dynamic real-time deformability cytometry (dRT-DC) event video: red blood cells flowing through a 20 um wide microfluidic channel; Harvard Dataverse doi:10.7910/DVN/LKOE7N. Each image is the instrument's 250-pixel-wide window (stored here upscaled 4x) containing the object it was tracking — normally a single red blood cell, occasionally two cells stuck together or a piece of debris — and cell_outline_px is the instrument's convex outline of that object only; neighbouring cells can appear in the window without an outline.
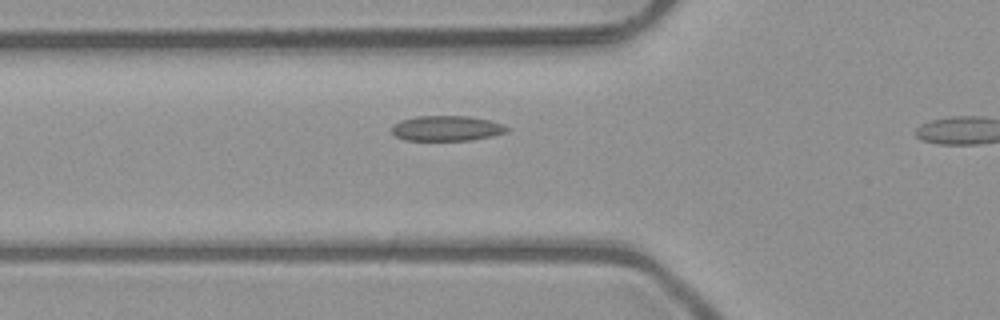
{"species": "common noctule bat (a hibernating species)", "species_latin": "Nyctalus noctula", "temperature_condition": "room temperature", "stored_images_in_passage": 6, "camera_frame_rate_fps": 3000, "um_per_image_px": 0.085, "animal": {"sex": "male", "body_mass_g": 23.1, "forearm_length_mm": 52.7}, "frame": {"image": 1, "passage_image": 6, "time_ms": 1.667, "image_size_px": [1000, 320], "cell_outline_px": [[508, 132], [492, 136], [472, 140], [404, 140], [396, 136], [392, 132], [392, 128], [396, 124], [404, 120], [416, 116], [468, 116], [488, 120], [504, 124], [508, 128]], "centroid_in_image_um": [38.01, 10.91], "position_along_channel_um": 87.8, "area_um2": 16.76}}